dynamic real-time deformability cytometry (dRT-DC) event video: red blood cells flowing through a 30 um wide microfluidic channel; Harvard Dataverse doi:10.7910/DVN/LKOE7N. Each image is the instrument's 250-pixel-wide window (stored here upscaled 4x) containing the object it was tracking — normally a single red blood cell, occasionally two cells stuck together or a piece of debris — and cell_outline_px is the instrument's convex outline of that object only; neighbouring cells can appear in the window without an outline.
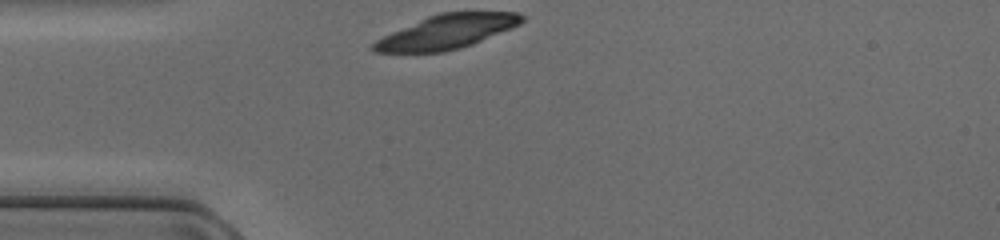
{"species": "common noctule bat (a hibernating species)", "species_latin": "Nyctalus noctula", "temperature_condition": "cold", "stored_images_in_passage": 27, "camera_frame_rate_fps": 3000, "um_per_image_px": 0.085, "animal": {"sex": "female", "body_mass_g": 17.0, "forearm_length_mm": 48.0}, "frame": {"image": 1, "passage_image": 1, "time_ms": 0.0, "image_size_px": [1000, 240], "cell_outline_px": [[524, 20], [520, 24], [512, 28], [472, 44], [460, 48], [444, 52], [372, 52], [368, 48], [376, 40], [392, 32], [428, 16], [440, 12], [520, 12], [524, 16]], "centroid_in_image_um": [37.98, 2.7], "position_along_channel_um": 47.0, "area_um2": 29.3}}